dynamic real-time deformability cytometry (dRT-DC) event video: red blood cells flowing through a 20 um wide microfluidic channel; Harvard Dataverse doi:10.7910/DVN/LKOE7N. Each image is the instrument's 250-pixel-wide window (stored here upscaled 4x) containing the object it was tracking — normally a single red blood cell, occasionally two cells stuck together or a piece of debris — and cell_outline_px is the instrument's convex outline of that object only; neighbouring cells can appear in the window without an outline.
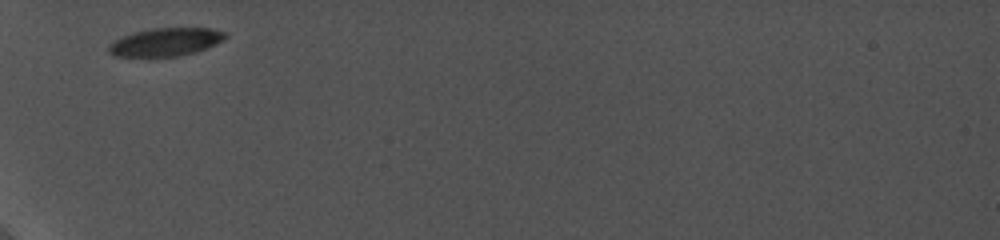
{"species": "common noctule bat (a hibernating species)", "species_latin": "Nyctalus noctula", "temperature_condition": "cold", "stored_images_in_passage": 8, "camera_frame_rate_fps": 5000, "um_per_image_px": 0.085, "animal": {"sex": "female", "body_mass_g": 19.0, "forearm_length_mm": 56.7}, "frame": {"image": 1, "passage_image": 1, "time_ms": 0.0, "image_size_px": [1000, 240], "cell_outline_px": [[228, 36], [208, 48], [196, 52], [180, 56], [112, 56], [108, 52], [108, 44], [112, 40], [136, 32], [152, 28], [212, 28], [228, 32]], "centroid_in_image_um": [14.09, 3.57], "position_along_channel_um": 70.9, "area_um2": 19.19}}